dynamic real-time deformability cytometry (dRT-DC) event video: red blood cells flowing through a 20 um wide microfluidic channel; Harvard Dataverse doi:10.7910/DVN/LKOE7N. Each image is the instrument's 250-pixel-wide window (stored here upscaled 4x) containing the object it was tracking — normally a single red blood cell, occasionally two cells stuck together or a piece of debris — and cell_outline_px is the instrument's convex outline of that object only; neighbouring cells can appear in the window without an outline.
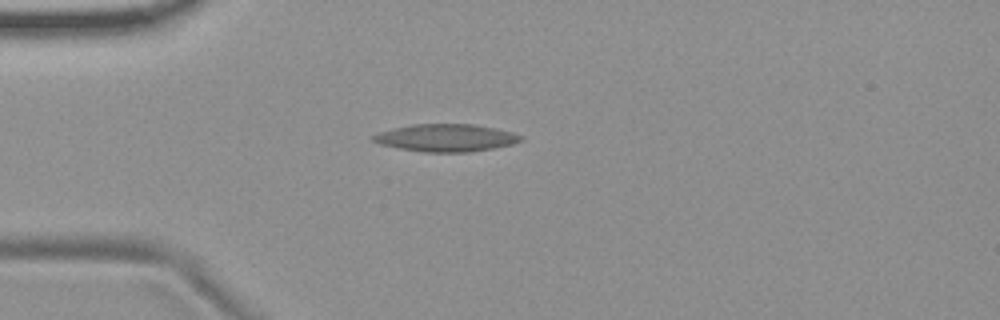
{"species": "common noctule bat (a hibernating species)", "species_latin": "Nyctalus noctula", "temperature_condition": "room temperature", "stored_images_in_passage": 53, "camera_frame_rate_fps": 3000, "um_per_image_px": 0.085, "animal": {"sex": "female", "body_mass_g": 19.9}, "frame": {"image": 1, "passage_image": 13, "time_ms": 4.0, "image_size_px": [1000, 320], "cell_outline_px": [[524, 140], [512, 144], [492, 148], [468, 152], [424, 152], [400, 148], [380, 144], [372, 140], [372, 136], [380, 132], [392, 128], [412, 124], [472, 124], [496, 128], [512, 132], [524, 136]], "centroid_in_image_um": [37.94, 11.71], "position_along_channel_um": 47.1, "area_um2": 23.58}}
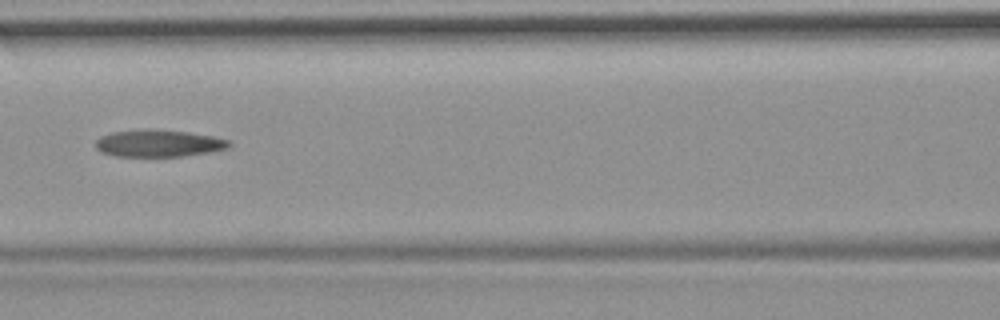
{"frame": {"image": 2, "passage_image": 23, "time_ms": 7.333, "image_size_px": [1000, 320], "cell_outline_px": [[232, 144], [228, 148], [208, 152], [184, 156], [116, 156], [100, 152], [96, 148], [96, 140], [100, 136], [112, 132], [148, 128], [188, 132], [212, 136], [228, 140]], "centroid_in_image_um": [13.45, 12.17], "position_along_channel_um": 153.1, "area_um2": 21.1}}
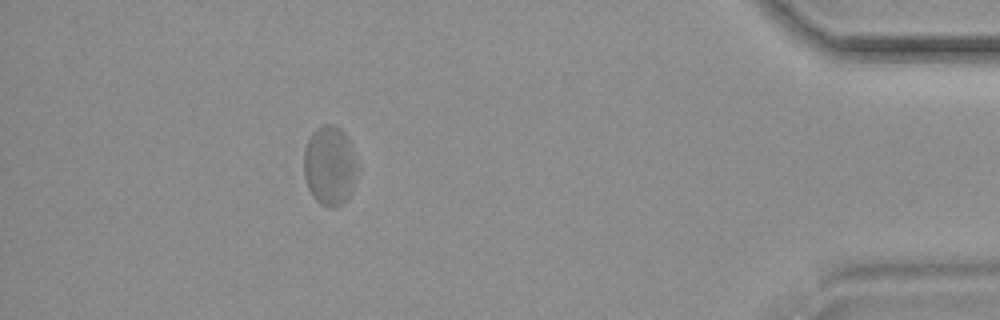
{"frame": {"image": 3, "passage_image": 48, "time_ms": 15.667, "image_size_px": [1000, 320], "cell_outline_px": [[356, 168], [352, 192], [336, 208], [328, 208], [320, 204], [316, 200], [308, 188], [304, 176], [304, 148], [312, 132], [316, 128], [324, 124], [332, 124], [340, 128], [348, 136]], "centroid_in_image_um": [27.99, 14.08], "position_along_channel_um": 407.2, "area_um2": 24.57}, "authors_computed_cell_mechanics": {"area_um2": 22.8888, "velocity_mm_per_s": 3.6568, "shape_relaxation_time_tau1_ms": null, "shape_relaxation_time_tau2_ms": 4.0868, "deformation_change_tau1": null, "deformation_change_tau2": 0.1153}}